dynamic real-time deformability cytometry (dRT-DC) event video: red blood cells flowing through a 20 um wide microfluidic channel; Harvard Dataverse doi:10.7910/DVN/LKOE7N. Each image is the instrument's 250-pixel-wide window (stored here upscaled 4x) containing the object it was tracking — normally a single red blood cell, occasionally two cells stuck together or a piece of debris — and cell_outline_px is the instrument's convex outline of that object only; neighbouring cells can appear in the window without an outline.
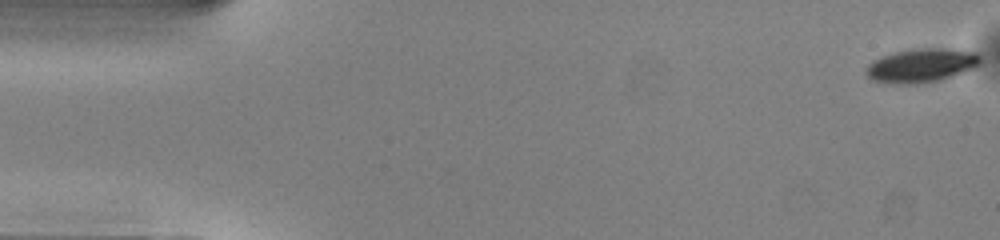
{"species": "common noctule bat (a hibernating species)", "species_latin": "Nyctalus noctula", "temperature_condition": "warm", "stored_images_in_passage": 51, "camera_frame_rate_fps": 3000, "um_per_image_px": 0.085, "animal": {"sex": "male", "body_mass_g": 13.0, "forearm_length_mm": 53.1}, "frame": {"image": 1, "passage_image": 1, "time_ms": 0.0, "image_size_px": [1000, 240], "cell_outline_px": [[980, 64], [976, 68], [940, 80], [916, 84], [896, 84], [872, 80], [864, 72], [864, 68], [872, 60], [896, 52], [920, 48], [944, 48], [976, 52], [980, 56]], "centroid_in_image_um": [78.32, 5.57], "position_along_channel_um": 6.7, "area_um2": 22.6}}
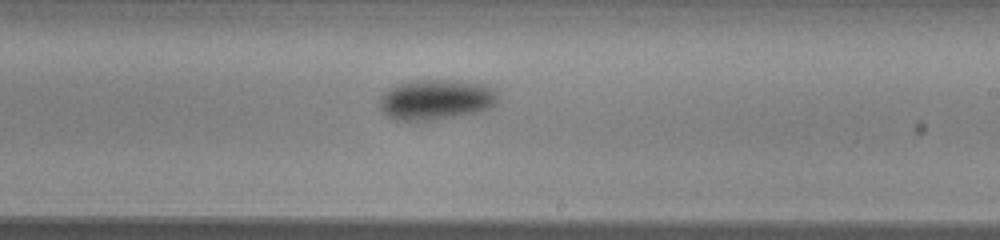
{"frame": {"image": 2, "passage_image": 30, "time_ms": 9.667, "image_size_px": [1000, 240], "cell_outline_px": [[500, 100], [496, 104], [480, 112], [432, 120], [396, 120], [388, 116], [380, 108], [380, 96], [388, 88], [396, 84], [412, 80], [456, 80], [480, 84], [492, 88], [496, 92]], "centroid_in_image_um": [37.06, 8.46], "position_along_channel_um": 251.9, "area_um2": 27.92}}
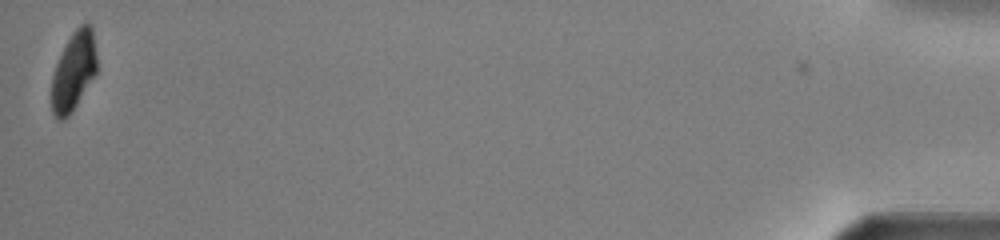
{"frame": {"image": 3, "passage_image": 51, "time_ms": 16.667, "image_size_px": [1000, 240], "cell_outline_px": [[96, 72], [72, 112], [64, 120], [60, 120], [52, 112], [52, 76], [56, 64], [72, 32], [80, 24], [88, 20], [92, 28], [96, 52]], "centroid_in_image_um": [6.27, 6.02], "position_along_channel_um": 428.9, "area_um2": 20.52}, "authors_computed_cell_mechanics": {"area_um2": 25.5476, "velocity_mm_per_s": 4.0026, "shape_relaxation_time_tau1_ms": 1.7924, "shape_relaxation_time_tau2_ms": null, "deformation_change_tau1": 0.0956, "deformation_change_tau2": null}}